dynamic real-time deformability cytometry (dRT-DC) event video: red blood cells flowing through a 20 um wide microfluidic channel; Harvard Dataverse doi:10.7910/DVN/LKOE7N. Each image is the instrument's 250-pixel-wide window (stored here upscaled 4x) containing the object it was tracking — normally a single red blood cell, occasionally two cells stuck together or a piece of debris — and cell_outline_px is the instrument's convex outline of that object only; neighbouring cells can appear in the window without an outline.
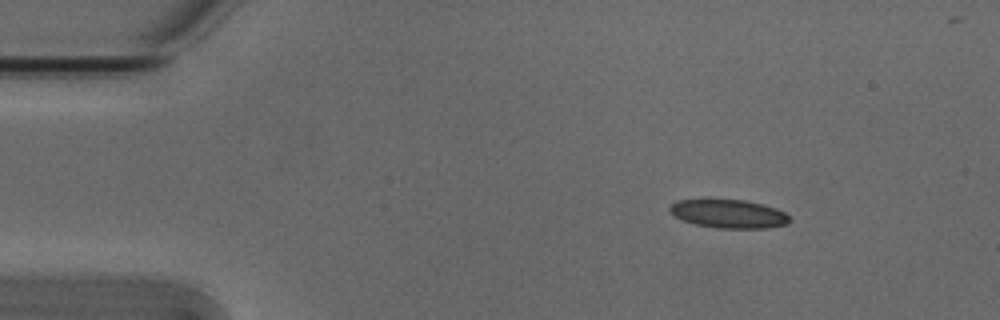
{"species": "Egyptian fruit bat (a non-hibernating species)", "species_latin": "Rousettus aegyptiacus", "temperature_condition": "cold", "stored_images_in_passage": 54, "camera_frame_rate_fps": 3000, "um_per_image_px": 0.085, "animal": {"sex": "male"}, "frame": {"image": 1, "passage_image": 8, "time_ms": 2.333, "image_size_px": [1000, 320], "cell_outline_px": [[792, 220], [788, 224], [764, 228], [716, 228], [696, 224], [684, 220], [676, 216], [668, 208], [676, 200], [744, 200], [776, 208], [784, 212]], "centroid_in_image_um": [61.97, 18.18], "position_along_channel_um": 23.0, "area_um2": 19.59}}
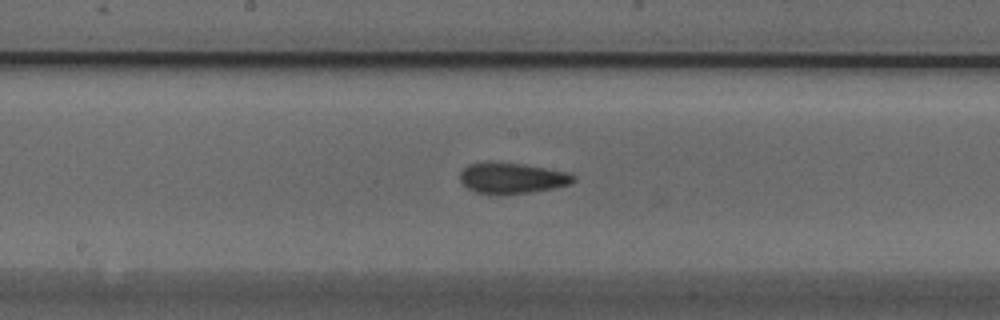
{"frame": {"image": 2, "passage_image": 28, "time_ms": 9.0, "image_size_px": [1000, 320], "cell_outline_px": [[576, 180], [572, 184], [556, 188], [528, 192], [476, 192], [468, 188], [460, 180], [460, 172], [468, 164], [484, 160], [488, 160], [524, 164], [568, 172], [576, 176]], "centroid_in_image_um": [43.55, 15.08], "position_along_channel_um": 204.7, "area_um2": 20.29}}
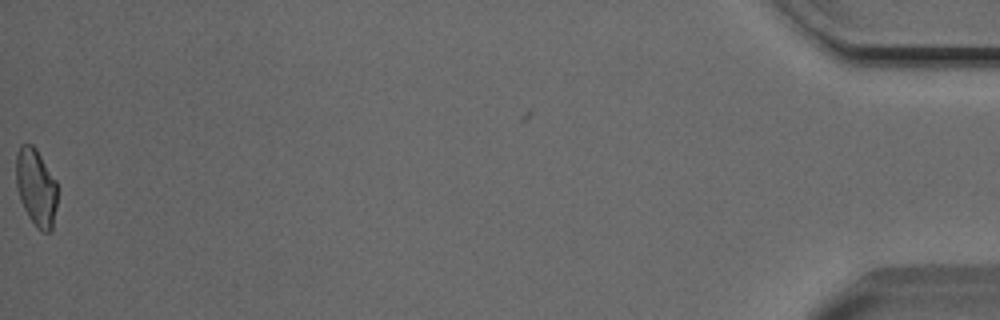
{"frame": {"image": 3, "passage_image": 54, "time_ms": 17.667, "image_size_px": [1000, 320], "cell_outline_px": [[56, 208], [52, 232], [44, 232], [36, 228], [28, 216], [20, 200], [16, 188], [16, 152], [20, 144], [32, 144], [36, 148], [56, 180]], "centroid_in_image_um": [3.05, 15.93], "position_along_channel_um": 432.1, "area_um2": 18.84}, "authors_computed_cell_mechanics": {"area_um2": 19.7676, "velocity_mm_per_s": 3.8459, "shape_relaxation_time_tau1_ms": 9.9395, "shape_relaxation_time_tau2_ms": 2.648, "deformation_change_tau1": 0.21, "deformation_change_tau2": 0.0876}}